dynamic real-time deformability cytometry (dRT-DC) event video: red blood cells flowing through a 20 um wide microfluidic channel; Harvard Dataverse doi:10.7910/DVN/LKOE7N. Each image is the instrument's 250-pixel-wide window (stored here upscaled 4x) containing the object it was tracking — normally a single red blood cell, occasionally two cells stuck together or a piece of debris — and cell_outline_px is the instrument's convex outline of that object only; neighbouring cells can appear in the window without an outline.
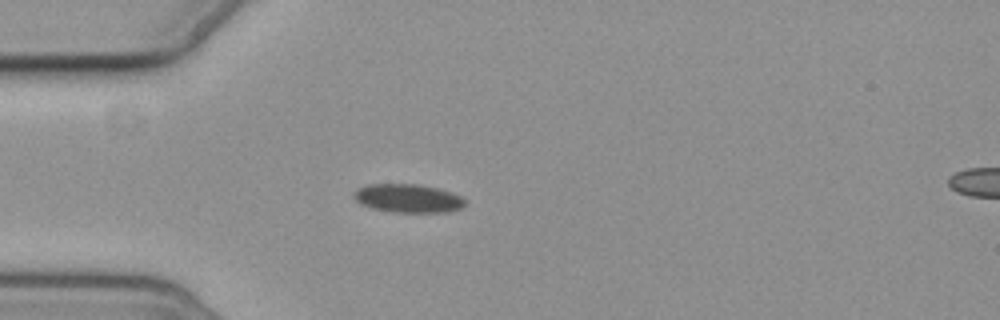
{"species": "common noctule bat (a hibernating species)", "species_latin": "Nyctalus noctula", "temperature_condition": "cold", "stored_images_in_passage": 3, "camera_frame_rate_fps": 3000, "um_per_image_px": 0.085, "animal": {"sex": "female", "body_mass_g": 19.3, "forearm_length_mm": 54.1}, "frame": {"image": 1, "passage_image": 1, "time_ms": 0.0, "image_size_px": [1000, 320], "cell_outline_px": [[464, 204], [460, 208], [448, 212], [392, 212], [372, 208], [360, 204], [352, 196], [352, 192], [356, 188], [368, 184], [416, 184], [436, 188], [452, 192], [460, 196], [464, 200]], "centroid_in_image_um": [34.61, 16.85], "position_along_channel_um": 50.4, "area_um2": 18.5}}
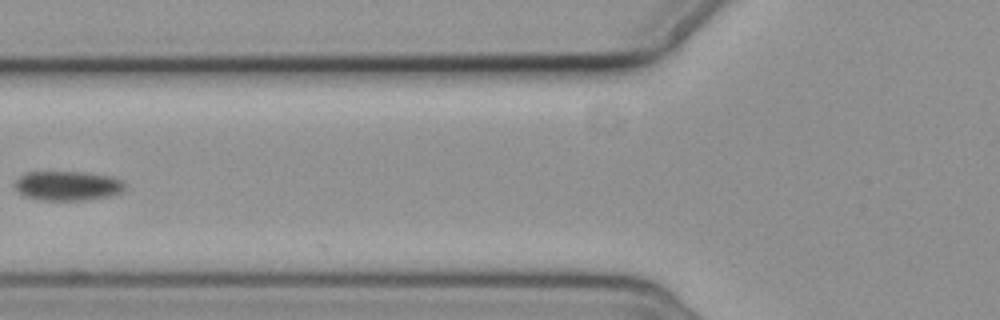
{"frame": {"image": 2, "passage_image": 3, "time_ms": 2.333, "image_size_px": [1000, 320], "cell_outline_px": [[124, 188], [120, 192], [112, 196], [84, 200], [36, 200], [24, 196], [12, 184], [24, 172], [84, 172], [112, 176], [124, 180]], "centroid_in_image_um": [5.74, 15.79], "position_along_channel_um": 120.1, "area_um2": 19.13}}